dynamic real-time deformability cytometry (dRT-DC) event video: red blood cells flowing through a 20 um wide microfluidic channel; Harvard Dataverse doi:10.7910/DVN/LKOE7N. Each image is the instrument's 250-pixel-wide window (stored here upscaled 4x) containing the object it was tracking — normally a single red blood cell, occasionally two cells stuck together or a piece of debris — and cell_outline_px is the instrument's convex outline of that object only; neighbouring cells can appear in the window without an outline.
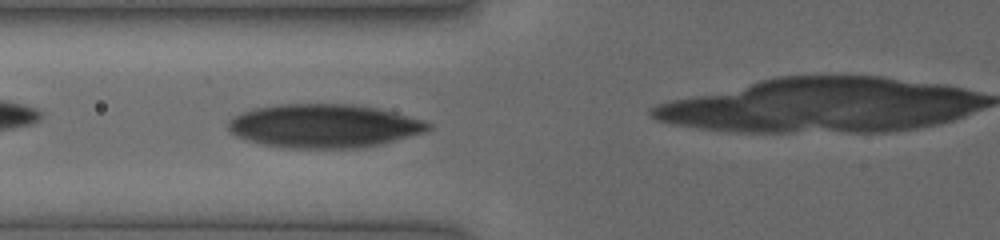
{"species": "human", "species_latin": "Homo sapiens", "temperature_condition": "cold", "stored_images_in_passage": 8, "camera_frame_rate_fps": 3000, "um_per_image_px": 0.085, "donor": {"sex": "female"}, "frame": {"image": 1, "passage_image": 7, "time_ms": 3.333, "image_size_px": [1000, 240], "cell_outline_px": [[432, 128], [424, 132], [380, 144], [360, 148], [288, 148], [264, 144], [244, 140], [236, 136], [228, 128], [228, 120], [244, 112], [256, 108], [280, 104], [352, 104], [376, 108], [424, 120], [432, 124]], "centroid_in_image_um": [27.54, 10.71], "position_along_channel_um": 98.3, "area_um2": 50.52}}